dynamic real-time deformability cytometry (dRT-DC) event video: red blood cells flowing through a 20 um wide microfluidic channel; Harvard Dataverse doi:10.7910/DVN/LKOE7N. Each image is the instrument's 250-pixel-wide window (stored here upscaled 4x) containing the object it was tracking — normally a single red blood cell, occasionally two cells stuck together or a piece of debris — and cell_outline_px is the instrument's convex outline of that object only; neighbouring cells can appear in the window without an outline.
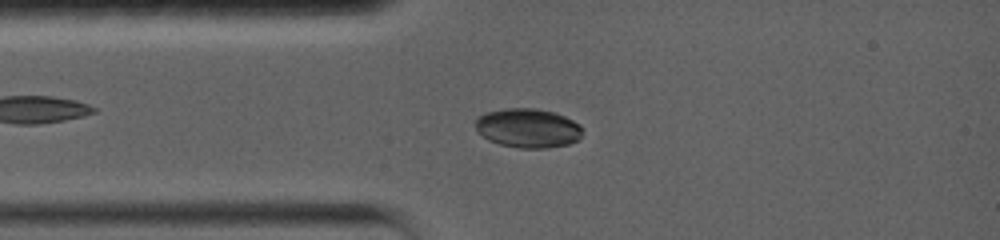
{"species": "common noctule bat (a hibernating species)", "species_latin": "Nyctalus noctula", "temperature_condition": "warm", "stored_images_in_passage": 80, "camera_frame_rate_fps": 5000, "um_per_image_px": 0.085, "animal": {"sex": "female", "body_mass_g": 19.0, "forearm_length_mm": 56.7}, "frame": {"image": 1, "passage_image": 15, "time_ms": 2.8, "image_size_px": [1000, 240], "cell_outline_px": [[584, 132], [580, 140], [568, 144], [548, 148], [520, 148], [500, 144], [488, 140], [476, 132], [476, 116], [488, 112], [504, 108], [536, 108], [552, 112], [564, 116], [580, 124]], "centroid_in_image_um": [44.88, 10.89], "position_along_channel_um": 40.1, "area_um2": 24.74}}
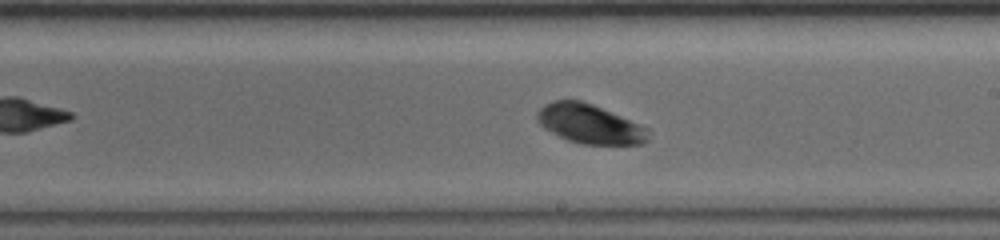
{"frame": {"image": 2, "passage_image": 42, "time_ms": 8.2, "image_size_px": [1000, 240], "cell_outline_px": [[648, 140], [644, 144], [584, 144], [568, 140], [544, 128], [540, 124], [536, 116], [536, 112], [544, 104], [552, 100], [580, 100], [592, 104], [648, 128]], "centroid_in_image_um": [50.1, 10.53], "position_along_channel_um": 238.9, "area_um2": 25.14}}
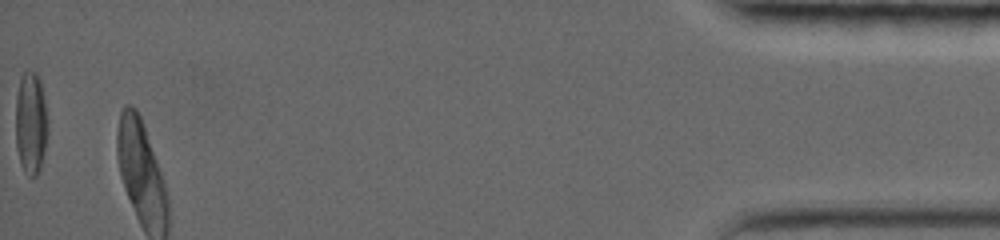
{"frame": {"image": 3, "passage_image": 80, "time_ms": 15.8, "image_size_px": [1000, 240], "cell_outline_px": [[44, 140], [40, 156], [36, 168], [20, 156], [16, 136], [16, 104], [20, 80], [24, 72], [32, 72], [36, 76], [40, 84], [44, 112]], "centroid_in_image_um": [2.55, 10.1], "position_along_channel_um": 432.7, "area_um2": 15.61}}